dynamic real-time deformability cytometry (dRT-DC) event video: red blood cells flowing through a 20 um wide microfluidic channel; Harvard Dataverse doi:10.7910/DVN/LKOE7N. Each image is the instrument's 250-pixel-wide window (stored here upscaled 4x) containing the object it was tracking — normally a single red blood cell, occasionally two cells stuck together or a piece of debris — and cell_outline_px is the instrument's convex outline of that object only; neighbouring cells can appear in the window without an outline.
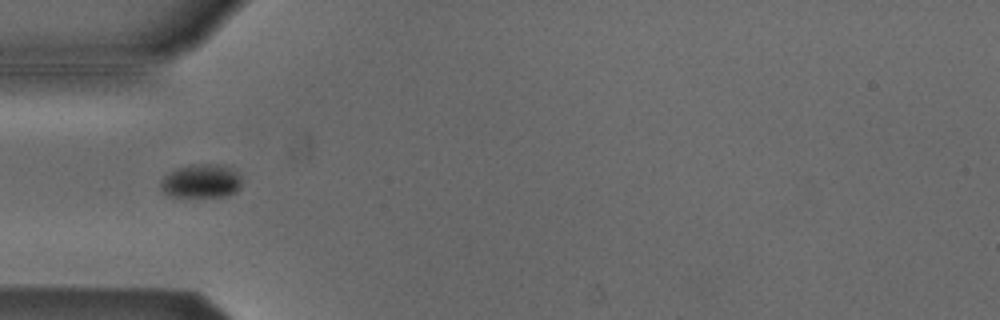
{"species": "Egyptian fruit bat (a non-hibernating species)", "species_latin": "Rousettus aegyptiacus", "temperature_condition": "cold", "stored_images_in_passage": 42, "camera_frame_rate_fps": 3000, "um_per_image_px": 0.085, "animal": {"sex": "male"}, "frame": {"image": 1, "passage_image": 5, "time_ms": 1.333, "image_size_px": [1000, 320], "cell_outline_px": [[240, 188], [236, 192], [228, 196], [168, 196], [160, 188], [160, 180], [164, 176], [176, 168], [192, 164], [216, 164], [228, 168], [236, 172], [240, 176]], "centroid_in_image_um": [17.07, 15.4], "position_along_channel_um": 67.9, "area_um2": 15.84}}
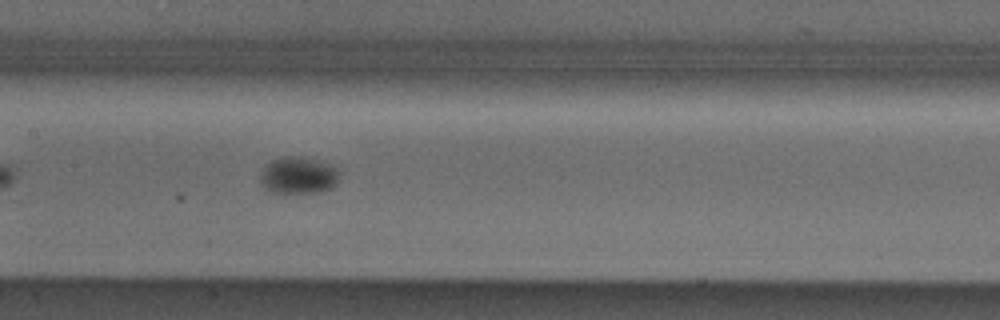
{"frame": {"image": 2, "passage_image": 14, "time_ms": 4.333, "image_size_px": [1000, 320], "cell_outline_px": [[340, 180], [332, 188], [324, 192], [272, 192], [260, 184], [260, 176], [264, 164], [280, 156], [300, 156], [320, 160], [332, 164], [340, 168]], "centroid_in_image_um": [25.42, 14.88], "position_along_channel_um": 182.0, "area_um2": 17.63}}
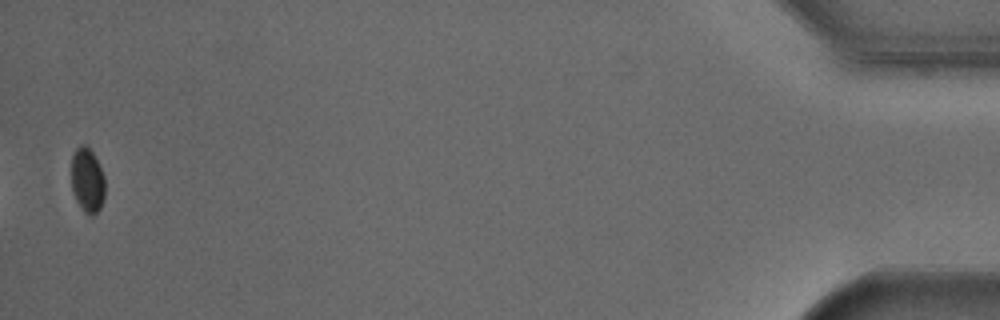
{"frame": {"image": 3, "passage_image": 41, "time_ms": 13.333, "image_size_px": [1000, 320], "cell_outline_px": [[104, 196], [100, 208], [92, 216], [88, 216], [84, 212], [76, 200], [72, 192], [72, 156], [76, 148], [80, 144], [84, 144], [92, 152], [104, 176]], "centroid_in_image_um": [7.41, 15.34], "position_along_channel_um": 427.8, "area_um2": 12.54}}